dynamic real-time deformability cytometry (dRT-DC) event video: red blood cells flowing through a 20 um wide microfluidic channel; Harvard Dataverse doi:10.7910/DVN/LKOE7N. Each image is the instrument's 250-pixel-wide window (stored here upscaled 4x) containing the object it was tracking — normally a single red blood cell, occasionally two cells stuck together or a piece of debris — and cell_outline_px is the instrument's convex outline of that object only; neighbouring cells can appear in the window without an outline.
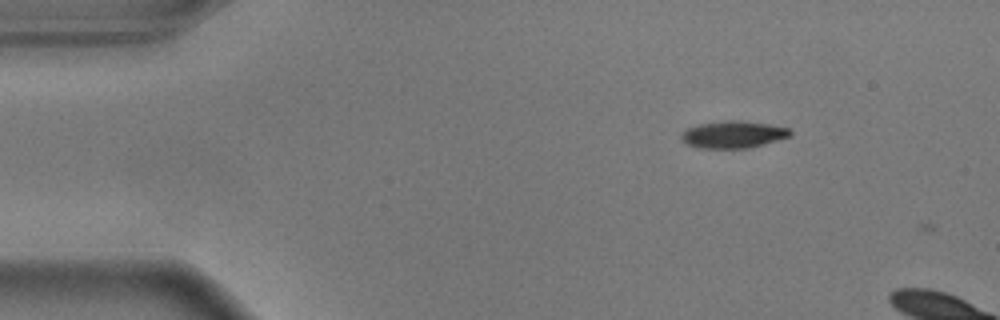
{"species": "common noctule bat (a hibernating species)", "species_latin": "Nyctalus noctula", "temperature_condition": "warm", "stored_images_in_passage": 3, "camera_frame_rate_fps": 3000, "um_per_image_px": 0.085, "animal": {"sex": "male", "body_mass_g": 17.9}, "frame": {"image": 1, "passage_image": 2, "time_ms": 0.333, "image_size_px": [1000, 320], "cell_outline_px": [[792, 136], [764, 144], [748, 148], [700, 148], [688, 144], [680, 140], [680, 136], [688, 128], [700, 124], [728, 120], [736, 120], [768, 124], [788, 128], [792, 132]], "centroid_in_image_um": [62.34, 11.44], "position_along_channel_um": 22.7, "area_um2": 17.05}}